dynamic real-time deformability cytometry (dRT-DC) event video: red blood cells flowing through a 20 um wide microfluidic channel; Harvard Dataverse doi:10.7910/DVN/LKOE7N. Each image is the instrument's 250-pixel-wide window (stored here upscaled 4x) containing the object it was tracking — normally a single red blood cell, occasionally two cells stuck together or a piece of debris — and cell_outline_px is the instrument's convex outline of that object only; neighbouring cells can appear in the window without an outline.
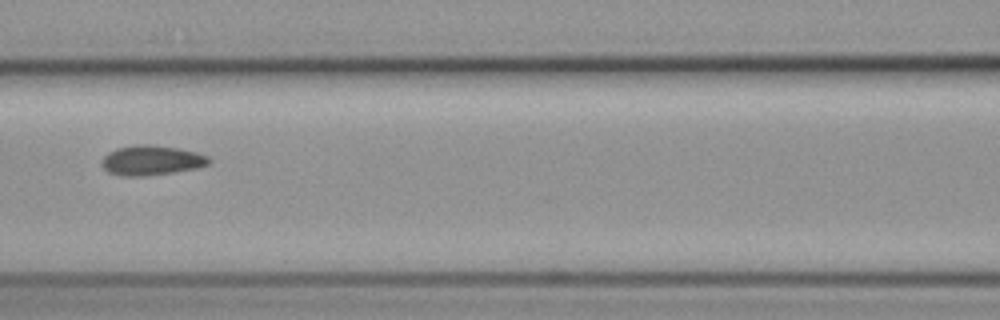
{"species": "common noctule bat (a hibernating species)", "species_latin": "Nyctalus noctula", "temperature_condition": "cold", "stored_images_in_passage": 8, "segment_of_instrument_passage": [1, 2], "camera_frame_rate_fps": 3000, "um_per_image_px": 0.085, "animal": {"sex": "female", "body_mass_g": 19.3, "forearm_length_mm": 54.1}, "frame": {"image": 1, "passage_image": 7, "time_ms": 7.333, "image_size_px": [1000, 320], "cell_outline_px": [[212, 160], [208, 164], [200, 168], [144, 176], [120, 176], [108, 172], [100, 164], [104, 156], [108, 152], [116, 148], [136, 144], [152, 144], [180, 148], [196, 152], [208, 156]], "centroid_in_image_um": [12.88, 13.62], "position_along_channel_um": 153.7, "area_um2": 18.9}}